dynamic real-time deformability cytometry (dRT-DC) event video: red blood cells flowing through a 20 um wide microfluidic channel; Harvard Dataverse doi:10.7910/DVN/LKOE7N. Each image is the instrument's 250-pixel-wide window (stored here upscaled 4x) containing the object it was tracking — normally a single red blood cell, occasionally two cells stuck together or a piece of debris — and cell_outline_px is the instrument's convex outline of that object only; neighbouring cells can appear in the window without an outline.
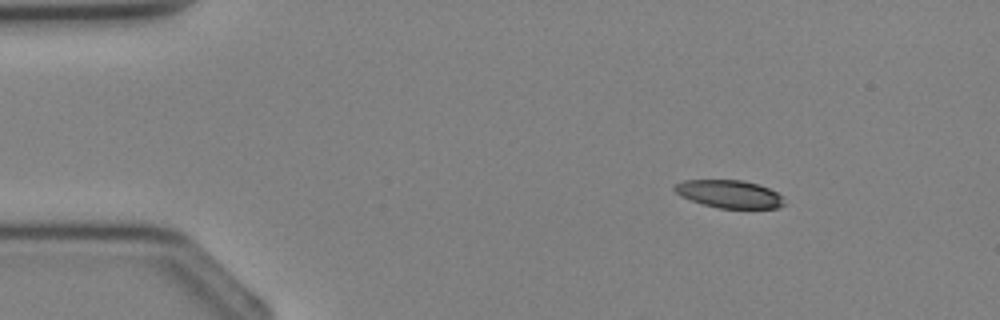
{"species": "Egyptian fruit bat (a non-hibernating species)", "species_latin": "Rousettus aegyptiacus", "temperature_condition": "cold", "stored_images_in_passage": 3, "camera_frame_rate_fps": 3000, "um_per_image_px": 0.085, "animal": {"sex": "female"}, "frame": {"image": 1, "passage_image": 1, "time_ms": 0.0, "image_size_px": [1000, 320], "cell_outline_px": [[784, 204], [776, 208], [720, 208], [704, 204], [680, 196], [672, 188], [676, 184], [684, 180], [744, 180], [760, 184], [784, 196]], "centroid_in_image_um": [62.01, 16.48], "position_along_channel_um": 23.0, "area_um2": 17.74}}
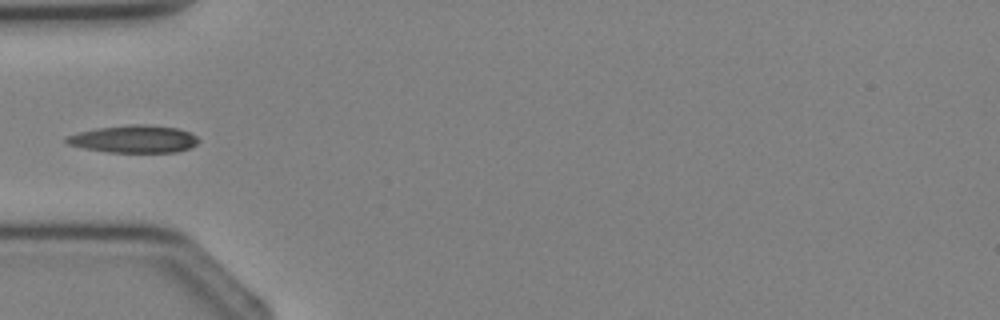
{"frame": {"image": 2, "passage_image": 3, "time_ms": 2.333, "image_size_px": [1000, 320], "cell_outline_px": [[200, 140], [196, 144], [188, 148], [176, 152], [108, 152], [84, 148], [68, 144], [64, 140], [68, 136], [76, 132], [96, 128], [128, 124], [152, 124], [180, 128], [196, 136]], "centroid_in_image_um": [11.39, 11.8], "position_along_channel_um": 73.6, "area_um2": 21.33}}